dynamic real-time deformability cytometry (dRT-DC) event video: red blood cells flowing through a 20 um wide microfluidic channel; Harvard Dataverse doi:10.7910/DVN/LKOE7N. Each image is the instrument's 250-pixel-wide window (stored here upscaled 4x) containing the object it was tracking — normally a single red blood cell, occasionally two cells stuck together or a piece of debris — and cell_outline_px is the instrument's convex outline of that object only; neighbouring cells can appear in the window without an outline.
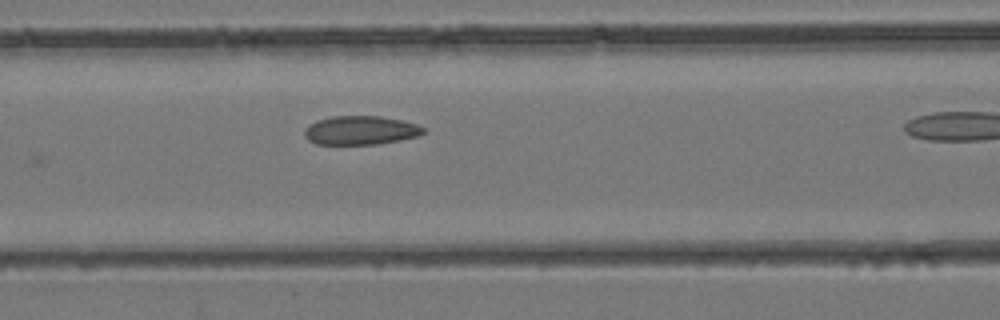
{"species": "common noctule bat (a hibernating species)", "species_latin": "Nyctalus noctula", "temperature_condition": "room temperature", "stored_images_in_passage": 6, "camera_frame_rate_fps": 3000, "um_per_image_px": 0.085, "animal": {"sex": "female", "body_mass_g": 24.6, "forearm_length_mm": 56.2}, "frame": {"image": 1, "passage_image": 5, "time_ms": 1.333, "image_size_px": [1000, 320], "cell_outline_px": [[424, 132], [416, 136], [400, 140], [380, 144], [316, 144], [308, 140], [304, 136], [304, 132], [308, 124], [316, 120], [332, 116], [380, 116], [400, 120], [416, 124], [424, 128]], "centroid_in_image_um": [30.6, 11.08], "position_along_channel_um": 136.0, "area_um2": 19.94}}